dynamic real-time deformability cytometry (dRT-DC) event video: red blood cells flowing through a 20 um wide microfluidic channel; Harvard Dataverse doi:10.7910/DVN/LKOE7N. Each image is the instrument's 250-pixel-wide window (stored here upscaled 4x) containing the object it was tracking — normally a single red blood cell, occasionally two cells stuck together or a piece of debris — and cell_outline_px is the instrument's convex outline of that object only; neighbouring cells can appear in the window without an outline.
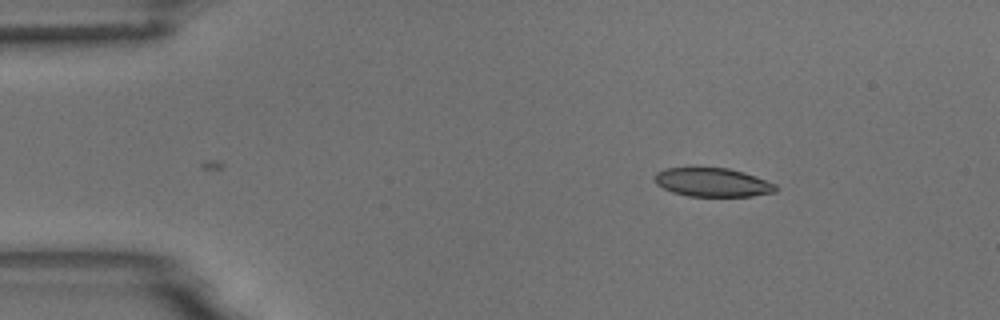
{"species": "common noctule bat (a hibernating species)", "species_latin": "Nyctalus noctula", "temperature_condition": "room temperature", "stored_images_in_passage": 40, "camera_frame_rate_fps": 3000, "um_per_image_px": 0.085, "animal": {"sex": "male", "body_mass_g": 18.8}, "frame": {"image": 1, "passage_image": 1, "time_ms": 0.0, "image_size_px": [1000, 320], "cell_outline_px": [[776, 192], [752, 196], [688, 196], [672, 192], [656, 184], [652, 176], [656, 172], [664, 168], [728, 168], [744, 172], [776, 184]], "centroid_in_image_um": [60.53, 15.5], "position_along_channel_um": 24.5, "area_um2": 20.29}}
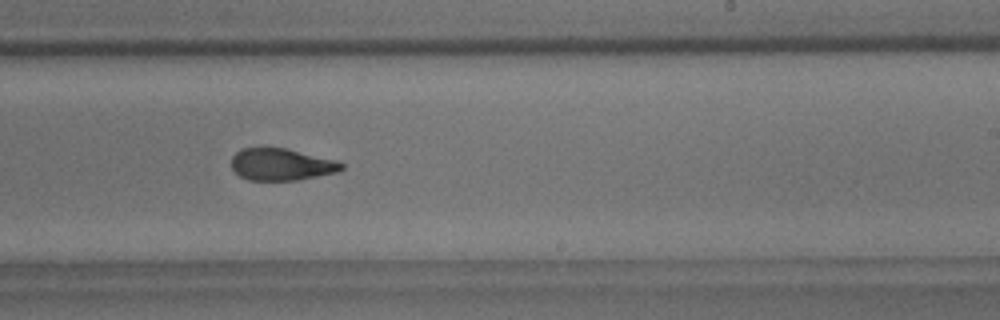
{"frame": {"image": 2, "passage_image": 26, "time_ms": 8.333, "image_size_px": [1000, 320], "cell_outline_px": [[344, 168], [336, 172], [296, 180], [248, 180], [240, 176], [232, 168], [232, 156], [240, 148], [288, 148], [336, 160], [344, 164]], "centroid_in_image_um": [23.91, 13.97], "position_along_channel_um": 265.1, "area_um2": 20.46}}
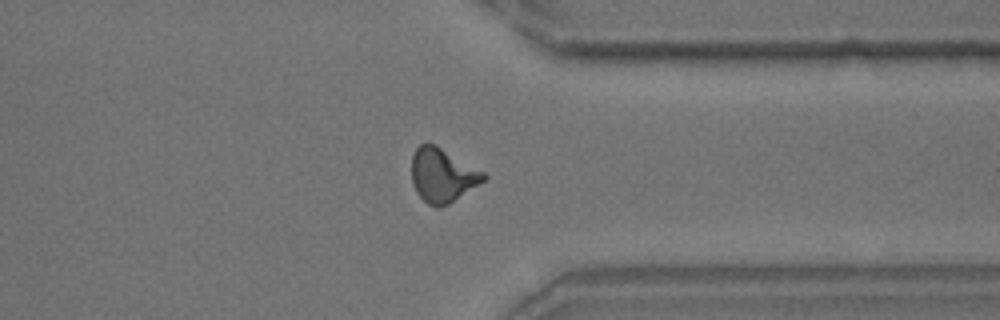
{"frame": {"image": 3, "passage_image": 35, "time_ms": 11.333, "image_size_px": [1000, 320], "cell_outline_px": [[488, 176], [484, 180], [448, 204], [440, 208], [436, 208], [428, 204], [416, 192], [412, 184], [412, 156], [416, 148], [420, 144], [436, 144], [484, 172]], "centroid_in_image_um": [37.58, 14.89], "position_along_channel_um": 373.8, "area_um2": 22.43}, "authors_computed_cell_mechanics": {"area_um2": 21.9351, "velocity_mm_per_s": 3.7217, "shape_relaxation_time_tau1_ms": 7.1465, "shape_relaxation_time_tau2_ms": 1.7031, "deformation_change_tau1": 0.2035, "deformation_change_tau2": 0.0856}}